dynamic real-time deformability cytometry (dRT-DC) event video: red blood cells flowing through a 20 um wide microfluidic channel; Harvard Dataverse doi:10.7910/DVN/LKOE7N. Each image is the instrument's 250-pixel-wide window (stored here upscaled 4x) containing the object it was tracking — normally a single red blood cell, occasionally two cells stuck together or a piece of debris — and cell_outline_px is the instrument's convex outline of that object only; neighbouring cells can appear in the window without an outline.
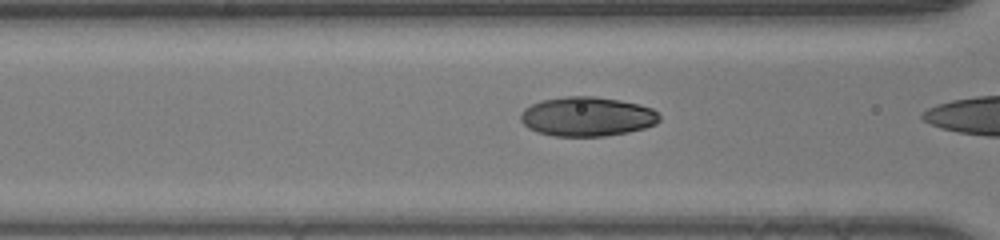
{"species": "human", "species_latin": "Homo sapiens", "temperature_condition": "room temperature", "stored_images_in_passage": 24, "segment_of_instrument_passage": [2, 2], "camera_frame_rate_fps": 3000, "um_per_image_px": 0.085, "donor": {"sex": "male"}, "frame": {"image": 1, "passage_image": 23, "time_ms": 7.333, "image_size_px": [1000, 240], "cell_outline_px": [[660, 120], [656, 124], [644, 128], [628, 132], [604, 136], [552, 136], [536, 132], [528, 128], [520, 120], [520, 112], [524, 108], [540, 100], [564, 96], [596, 96], [620, 100], [640, 104], [652, 108], [660, 116]], "centroid_in_image_um": [49.88, 9.9], "position_along_channel_um": 116.7, "area_um2": 32.19}}